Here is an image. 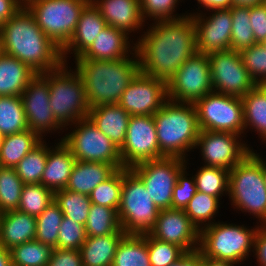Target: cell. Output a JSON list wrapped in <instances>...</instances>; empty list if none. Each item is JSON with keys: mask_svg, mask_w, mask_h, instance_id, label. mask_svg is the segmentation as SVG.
Returning a JSON list of instances; mask_svg holds the SVG:
<instances>
[{"mask_svg": "<svg viewBox=\"0 0 266 266\" xmlns=\"http://www.w3.org/2000/svg\"><path fill=\"white\" fill-rule=\"evenodd\" d=\"M208 57L213 91L242 98L257 85L240 52L230 49L210 53Z\"/></svg>", "mask_w": 266, "mask_h": 266, "instance_id": "5bb4252c", "label": "cell"}, {"mask_svg": "<svg viewBox=\"0 0 266 266\" xmlns=\"http://www.w3.org/2000/svg\"><path fill=\"white\" fill-rule=\"evenodd\" d=\"M261 3L264 4V5H266V0H262Z\"/></svg>", "mask_w": 266, "mask_h": 266, "instance_id": "e7e4bbea", "label": "cell"}, {"mask_svg": "<svg viewBox=\"0 0 266 266\" xmlns=\"http://www.w3.org/2000/svg\"><path fill=\"white\" fill-rule=\"evenodd\" d=\"M65 64L48 71L50 106L63 127L87 118L90 110L81 77L76 71L68 72Z\"/></svg>", "mask_w": 266, "mask_h": 266, "instance_id": "52a82bcc", "label": "cell"}, {"mask_svg": "<svg viewBox=\"0 0 266 266\" xmlns=\"http://www.w3.org/2000/svg\"><path fill=\"white\" fill-rule=\"evenodd\" d=\"M54 201V192L41 183L24 184L19 211L32 216H39Z\"/></svg>", "mask_w": 266, "mask_h": 266, "instance_id": "b9f144b4", "label": "cell"}, {"mask_svg": "<svg viewBox=\"0 0 266 266\" xmlns=\"http://www.w3.org/2000/svg\"><path fill=\"white\" fill-rule=\"evenodd\" d=\"M28 129L41 138L45 131L61 130L63 127L56 119L50 106L48 72L37 74L21 95Z\"/></svg>", "mask_w": 266, "mask_h": 266, "instance_id": "e0dca14e", "label": "cell"}, {"mask_svg": "<svg viewBox=\"0 0 266 266\" xmlns=\"http://www.w3.org/2000/svg\"><path fill=\"white\" fill-rule=\"evenodd\" d=\"M169 266H202V254L198 250L186 252L180 259Z\"/></svg>", "mask_w": 266, "mask_h": 266, "instance_id": "11a10c76", "label": "cell"}, {"mask_svg": "<svg viewBox=\"0 0 266 266\" xmlns=\"http://www.w3.org/2000/svg\"><path fill=\"white\" fill-rule=\"evenodd\" d=\"M36 217L19 210L0 215V246L6 249L35 240Z\"/></svg>", "mask_w": 266, "mask_h": 266, "instance_id": "484cf974", "label": "cell"}, {"mask_svg": "<svg viewBox=\"0 0 266 266\" xmlns=\"http://www.w3.org/2000/svg\"><path fill=\"white\" fill-rule=\"evenodd\" d=\"M123 168L118 169L111 177L100 183L89 194L93 204L110 207L118 211L121 202Z\"/></svg>", "mask_w": 266, "mask_h": 266, "instance_id": "ee69618b", "label": "cell"}, {"mask_svg": "<svg viewBox=\"0 0 266 266\" xmlns=\"http://www.w3.org/2000/svg\"><path fill=\"white\" fill-rule=\"evenodd\" d=\"M159 212L142 180L130 168L123 167L118 209L121 229L126 235L148 234L154 227Z\"/></svg>", "mask_w": 266, "mask_h": 266, "instance_id": "8992f818", "label": "cell"}, {"mask_svg": "<svg viewBox=\"0 0 266 266\" xmlns=\"http://www.w3.org/2000/svg\"><path fill=\"white\" fill-rule=\"evenodd\" d=\"M244 130L250 126L266 140V85H256L242 98Z\"/></svg>", "mask_w": 266, "mask_h": 266, "instance_id": "4dcf8cb0", "label": "cell"}, {"mask_svg": "<svg viewBox=\"0 0 266 266\" xmlns=\"http://www.w3.org/2000/svg\"><path fill=\"white\" fill-rule=\"evenodd\" d=\"M187 161L178 157L141 162L130 169L142 180L159 210L172 208L173 189Z\"/></svg>", "mask_w": 266, "mask_h": 266, "instance_id": "7c38bea8", "label": "cell"}, {"mask_svg": "<svg viewBox=\"0 0 266 266\" xmlns=\"http://www.w3.org/2000/svg\"><path fill=\"white\" fill-rule=\"evenodd\" d=\"M112 266H151L147 234L125 235L117 246Z\"/></svg>", "mask_w": 266, "mask_h": 266, "instance_id": "1f68e13d", "label": "cell"}, {"mask_svg": "<svg viewBox=\"0 0 266 266\" xmlns=\"http://www.w3.org/2000/svg\"><path fill=\"white\" fill-rule=\"evenodd\" d=\"M0 43L2 53L19 59L37 74L64 63L61 48L41 30L25 6L0 25Z\"/></svg>", "mask_w": 266, "mask_h": 266, "instance_id": "7a4b0ae2", "label": "cell"}, {"mask_svg": "<svg viewBox=\"0 0 266 266\" xmlns=\"http://www.w3.org/2000/svg\"><path fill=\"white\" fill-rule=\"evenodd\" d=\"M262 159V173H263V178H264V184L266 186V162L263 161Z\"/></svg>", "mask_w": 266, "mask_h": 266, "instance_id": "94428289", "label": "cell"}, {"mask_svg": "<svg viewBox=\"0 0 266 266\" xmlns=\"http://www.w3.org/2000/svg\"><path fill=\"white\" fill-rule=\"evenodd\" d=\"M132 51L136 59H75V70L82 79L90 108L119 103L127 86L140 72L135 46Z\"/></svg>", "mask_w": 266, "mask_h": 266, "instance_id": "3957f363", "label": "cell"}, {"mask_svg": "<svg viewBox=\"0 0 266 266\" xmlns=\"http://www.w3.org/2000/svg\"><path fill=\"white\" fill-rule=\"evenodd\" d=\"M149 234L158 240L175 244L185 252H193L199 248L197 244H199L200 231L184 210L173 208L160 210Z\"/></svg>", "mask_w": 266, "mask_h": 266, "instance_id": "ffe728a7", "label": "cell"}, {"mask_svg": "<svg viewBox=\"0 0 266 266\" xmlns=\"http://www.w3.org/2000/svg\"><path fill=\"white\" fill-rule=\"evenodd\" d=\"M197 191L219 198L228 192L229 170L221 167L202 166L194 177Z\"/></svg>", "mask_w": 266, "mask_h": 266, "instance_id": "60d3db41", "label": "cell"}, {"mask_svg": "<svg viewBox=\"0 0 266 266\" xmlns=\"http://www.w3.org/2000/svg\"><path fill=\"white\" fill-rule=\"evenodd\" d=\"M4 137L5 136L0 133V152H1L2 145H3Z\"/></svg>", "mask_w": 266, "mask_h": 266, "instance_id": "6125c7cd", "label": "cell"}, {"mask_svg": "<svg viewBox=\"0 0 266 266\" xmlns=\"http://www.w3.org/2000/svg\"><path fill=\"white\" fill-rule=\"evenodd\" d=\"M54 201L65 217L85 226L92 204L88 195L61 189L54 192Z\"/></svg>", "mask_w": 266, "mask_h": 266, "instance_id": "8d00e7d4", "label": "cell"}, {"mask_svg": "<svg viewBox=\"0 0 266 266\" xmlns=\"http://www.w3.org/2000/svg\"><path fill=\"white\" fill-rule=\"evenodd\" d=\"M24 6V0H0V25Z\"/></svg>", "mask_w": 266, "mask_h": 266, "instance_id": "db71d44e", "label": "cell"}, {"mask_svg": "<svg viewBox=\"0 0 266 266\" xmlns=\"http://www.w3.org/2000/svg\"><path fill=\"white\" fill-rule=\"evenodd\" d=\"M206 9H229L233 6V0H197Z\"/></svg>", "mask_w": 266, "mask_h": 266, "instance_id": "9f6ffc18", "label": "cell"}, {"mask_svg": "<svg viewBox=\"0 0 266 266\" xmlns=\"http://www.w3.org/2000/svg\"><path fill=\"white\" fill-rule=\"evenodd\" d=\"M240 53L245 68L255 83L266 85V48L261 43H255Z\"/></svg>", "mask_w": 266, "mask_h": 266, "instance_id": "bcb514c9", "label": "cell"}, {"mask_svg": "<svg viewBox=\"0 0 266 266\" xmlns=\"http://www.w3.org/2000/svg\"><path fill=\"white\" fill-rule=\"evenodd\" d=\"M117 170L115 165L108 163L76 161L65 189L89 196Z\"/></svg>", "mask_w": 266, "mask_h": 266, "instance_id": "4316f807", "label": "cell"}, {"mask_svg": "<svg viewBox=\"0 0 266 266\" xmlns=\"http://www.w3.org/2000/svg\"><path fill=\"white\" fill-rule=\"evenodd\" d=\"M59 205L53 201L39 216L36 217L35 240L57 246L59 227L63 219Z\"/></svg>", "mask_w": 266, "mask_h": 266, "instance_id": "ab89813d", "label": "cell"}, {"mask_svg": "<svg viewBox=\"0 0 266 266\" xmlns=\"http://www.w3.org/2000/svg\"><path fill=\"white\" fill-rule=\"evenodd\" d=\"M147 249L151 266H169L186 252L179 246L158 240L147 234Z\"/></svg>", "mask_w": 266, "mask_h": 266, "instance_id": "f6af8a7d", "label": "cell"}, {"mask_svg": "<svg viewBox=\"0 0 266 266\" xmlns=\"http://www.w3.org/2000/svg\"><path fill=\"white\" fill-rule=\"evenodd\" d=\"M229 197L236 208L255 215L266 224V186L262 158L251 152L229 171Z\"/></svg>", "mask_w": 266, "mask_h": 266, "instance_id": "5b68a950", "label": "cell"}, {"mask_svg": "<svg viewBox=\"0 0 266 266\" xmlns=\"http://www.w3.org/2000/svg\"><path fill=\"white\" fill-rule=\"evenodd\" d=\"M153 117L159 149L165 157L185 159V152L196 148L201 130L193 103L168 100Z\"/></svg>", "mask_w": 266, "mask_h": 266, "instance_id": "277c9868", "label": "cell"}, {"mask_svg": "<svg viewBox=\"0 0 266 266\" xmlns=\"http://www.w3.org/2000/svg\"><path fill=\"white\" fill-rule=\"evenodd\" d=\"M250 20L256 43L263 42L266 38V5L250 6Z\"/></svg>", "mask_w": 266, "mask_h": 266, "instance_id": "f907efd6", "label": "cell"}, {"mask_svg": "<svg viewBox=\"0 0 266 266\" xmlns=\"http://www.w3.org/2000/svg\"><path fill=\"white\" fill-rule=\"evenodd\" d=\"M263 225V226H262ZM258 226L254 240V251L260 266H266V224Z\"/></svg>", "mask_w": 266, "mask_h": 266, "instance_id": "f5cc1de1", "label": "cell"}, {"mask_svg": "<svg viewBox=\"0 0 266 266\" xmlns=\"http://www.w3.org/2000/svg\"><path fill=\"white\" fill-rule=\"evenodd\" d=\"M107 26L99 10L90 1L82 10L76 29L69 42L61 49L63 62L66 54L73 50L75 57H81L93 44L101 30Z\"/></svg>", "mask_w": 266, "mask_h": 266, "instance_id": "44dd1931", "label": "cell"}, {"mask_svg": "<svg viewBox=\"0 0 266 266\" xmlns=\"http://www.w3.org/2000/svg\"><path fill=\"white\" fill-rule=\"evenodd\" d=\"M128 38L124 31L107 25L101 30L91 47L81 57L75 59L107 61L127 58L130 56Z\"/></svg>", "mask_w": 266, "mask_h": 266, "instance_id": "d4e9b609", "label": "cell"}, {"mask_svg": "<svg viewBox=\"0 0 266 266\" xmlns=\"http://www.w3.org/2000/svg\"><path fill=\"white\" fill-rule=\"evenodd\" d=\"M239 137L231 132L201 130L196 147L201 148L205 166L221 167L230 171L240 163L251 149L246 143L237 140Z\"/></svg>", "mask_w": 266, "mask_h": 266, "instance_id": "ac0fdd59", "label": "cell"}, {"mask_svg": "<svg viewBox=\"0 0 266 266\" xmlns=\"http://www.w3.org/2000/svg\"><path fill=\"white\" fill-rule=\"evenodd\" d=\"M262 0H233V5L236 6H253L260 4Z\"/></svg>", "mask_w": 266, "mask_h": 266, "instance_id": "91938a15", "label": "cell"}, {"mask_svg": "<svg viewBox=\"0 0 266 266\" xmlns=\"http://www.w3.org/2000/svg\"><path fill=\"white\" fill-rule=\"evenodd\" d=\"M261 44L266 48V38L261 42Z\"/></svg>", "mask_w": 266, "mask_h": 266, "instance_id": "be15d7a7", "label": "cell"}, {"mask_svg": "<svg viewBox=\"0 0 266 266\" xmlns=\"http://www.w3.org/2000/svg\"><path fill=\"white\" fill-rule=\"evenodd\" d=\"M0 266H13L10 250L0 246Z\"/></svg>", "mask_w": 266, "mask_h": 266, "instance_id": "680465c9", "label": "cell"}, {"mask_svg": "<svg viewBox=\"0 0 266 266\" xmlns=\"http://www.w3.org/2000/svg\"><path fill=\"white\" fill-rule=\"evenodd\" d=\"M200 130L244 133L241 97L212 91L194 103Z\"/></svg>", "mask_w": 266, "mask_h": 266, "instance_id": "30bf717a", "label": "cell"}, {"mask_svg": "<svg viewBox=\"0 0 266 266\" xmlns=\"http://www.w3.org/2000/svg\"><path fill=\"white\" fill-rule=\"evenodd\" d=\"M130 117L119 104L92 107L88 113L93 124L119 149L123 146Z\"/></svg>", "mask_w": 266, "mask_h": 266, "instance_id": "603a6c76", "label": "cell"}, {"mask_svg": "<svg viewBox=\"0 0 266 266\" xmlns=\"http://www.w3.org/2000/svg\"><path fill=\"white\" fill-rule=\"evenodd\" d=\"M124 168L162 159L153 115H134L128 122L123 146L119 149Z\"/></svg>", "mask_w": 266, "mask_h": 266, "instance_id": "9a60e30c", "label": "cell"}, {"mask_svg": "<svg viewBox=\"0 0 266 266\" xmlns=\"http://www.w3.org/2000/svg\"><path fill=\"white\" fill-rule=\"evenodd\" d=\"M167 101V83L139 72L123 92L118 104L131 116L154 115Z\"/></svg>", "mask_w": 266, "mask_h": 266, "instance_id": "2e32d148", "label": "cell"}, {"mask_svg": "<svg viewBox=\"0 0 266 266\" xmlns=\"http://www.w3.org/2000/svg\"><path fill=\"white\" fill-rule=\"evenodd\" d=\"M41 141L14 168L24 184L41 183L49 148Z\"/></svg>", "mask_w": 266, "mask_h": 266, "instance_id": "d590c367", "label": "cell"}, {"mask_svg": "<svg viewBox=\"0 0 266 266\" xmlns=\"http://www.w3.org/2000/svg\"><path fill=\"white\" fill-rule=\"evenodd\" d=\"M212 16L202 18L200 13L192 16L195 26L197 52L208 55L231 49V9H214Z\"/></svg>", "mask_w": 266, "mask_h": 266, "instance_id": "d6986e66", "label": "cell"}, {"mask_svg": "<svg viewBox=\"0 0 266 266\" xmlns=\"http://www.w3.org/2000/svg\"><path fill=\"white\" fill-rule=\"evenodd\" d=\"M219 199L211 195L197 191L184 209L191 222L200 231L202 228L211 225V219L216 215L219 208ZM209 220V221H208ZM205 223L204 222H207ZM202 223L204 227H200Z\"/></svg>", "mask_w": 266, "mask_h": 266, "instance_id": "7bdbcfd3", "label": "cell"}, {"mask_svg": "<svg viewBox=\"0 0 266 266\" xmlns=\"http://www.w3.org/2000/svg\"><path fill=\"white\" fill-rule=\"evenodd\" d=\"M24 183L15 168L0 166V213L18 209Z\"/></svg>", "mask_w": 266, "mask_h": 266, "instance_id": "f35d334b", "label": "cell"}, {"mask_svg": "<svg viewBox=\"0 0 266 266\" xmlns=\"http://www.w3.org/2000/svg\"><path fill=\"white\" fill-rule=\"evenodd\" d=\"M186 168L184 167L178 177L177 183L173 189L172 195V208L184 210L189 201L193 198L195 193L197 192L195 179L192 177L190 179H186L185 176Z\"/></svg>", "mask_w": 266, "mask_h": 266, "instance_id": "681fc988", "label": "cell"}, {"mask_svg": "<svg viewBox=\"0 0 266 266\" xmlns=\"http://www.w3.org/2000/svg\"><path fill=\"white\" fill-rule=\"evenodd\" d=\"M232 33L231 49L241 52L256 43L250 20V6H236L231 8Z\"/></svg>", "mask_w": 266, "mask_h": 266, "instance_id": "74e56055", "label": "cell"}, {"mask_svg": "<svg viewBox=\"0 0 266 266\" xmlns=\"http://www.w3.org/2000/svg\"><path fill=\"white\" fill-rule=\"evenodd\" d=\"M75 124H78L76 129L61 141L77 161L108 163L123 168L119 148L88 117Z\"/></svg>", "mask_w": 266, "mask_h": 266, "instance_id": "8fae6325", "label": "cell"}, {"mask_svg": "<svg viewBox=\"0 0 266 266\" xmlns=\"http://www.w3.org/2000/svg\"><path fill=\"white\" fill-rule=\"evenodd\" d=\"M27 129L21 96H0V133L6 136Z\"/></svg>", "mask_w": 266, "mask_h": 266, "instance_id": "d6a6232c", "label": "cell"}, {"mask_svg": "<svg viewBox=\"0 0 266 266\" xmlns=\"http://www.w3.org/2000/svg\"><path fill=\"white\" fill-rule=\"evenodd\" d=\"M124 231L114 234L87 237L79 251L83 266H112L117 246Z\"/></svg>", "mask_w": 266, "mask_h": 266, "instance_id": "f1b7e54d", "label": "cell"}, {"mask_svg": "<svg viewBox=\"0 0 266 266\" xmlns=\"http://www.w3.org/2000/svg\"><path fill=\"white\" fill-rule=\"evenodd\" d=\"M76 161L62 141L57 144L55 150L49 148L41 184L53 192L65 189Z\"/></svg>", "mask_w": 266, "mask_h": 266, "instance_id": "cb8c5ba5", "label": "cell"}, {"mask_svg": "<svg viewBox=\"0 0 266 266\" xmlns=\"http://www.w3.org/2000/svg\"><path fill=\"white\" fill-rule=\"evenodd\" d=\"M99 10L107 25L129 32L142 27L143 22L139 0H90Z\"/></svg>", "mask_w": 266, "mask_h": 266, "instance_id": "7402d4cb", "label": "cell"}, {"mask_svg": "<svg viewBox=\"0 0 266 266\" xmlns=\"http://www.w3.org/2000/svg\"><path fill=\"white\" fill-rule=\"evenodd\" d=\"M36 75L19 59L0 54V96H21Z\"/></svg>", "mask_w": 266, "mask_h": 266, "instance_id": "83f0119b", "label": "cell"}, {"mask_svg": "<svg viewBox=\"0 0 266 266\" xmlns=\"http://www.w3.org/2000/svg\"><path fill=\"white\" fill-rule=\"evenodd\" d=\"M90 0H24L41 30L61 49L72 37Z\"/></svg>", "mask_w": 266, "mask_h": 266, "instance_id": "9c48e42d", "label": "cell"}, {"mask_svg": "<svg viewBox=\"0 0 266 266\" xmlns=\"http://www.w3.org/2000/svg\"><path fill=\"white\" fill-rule=\"evenodd\" d=\"M46 266H83L80 251L54 248Z\"/></svg>", "mask_w": 266, "mask_h": 266, "instance_id": "816d5d0a", "label": "cell"}, {"mask_svg": "<svg viewBox=\"0 0 266 266\" xmlns=\"http://www.w3.org/2000/svg\"><path fill=\"white\" fill-rule=\"evenodd\" d=\"M234 262L216 260L211 258H206L202 256V266H234Z\"/></svg>", "mask_w": 266, "mask_h": 266, "instance_id": "6f0895ef", "label": "cell"}, {"mask_svg": "<svg viewBox=\"0 0 266 266\" xmlns=\"http://www.w3.org/2000/svg\"><path fill=\"white\" fill-rule=\"evenodd\" d=\"M152 26L134 44L140 72L167 83L197 52L195 26L192 15L176 20H156Z\"/></svg>", "mask_w": 266, "mask_h": 266, "instance_id": "6da1fadb", "label": "cell"}, {"mask_svg": "<svg viewBox=\"0 0 266 266\" xmlns=\"http://www.w3.org/2000/svg\"><path fill=\"white\" fill-rule=\"evenodd\" d=\"M86 238L84 225L63 216L59 227L58 243L55 248L79 250Z\"/></svg>", "mask_w": 266, "mask_h": 266, "instance_id": "7dc6e473", "label": "cell"}, {"mask_svg": "<svg viewBox=\"0 0 266 266\" xmlns=\"http://www.w3.org/2000/svg\"><path fill=\"white\" fill-rule=\"evenodd\" d=\"M168 100L194 103L213 91L209 57L196 52L167 82Z\"/></svg>", "mask_w": 266, "mask_h": 266, "instance_id": "4fadbf2b", "label": "cell"}, {"mask_svg": "<svg viewBox=\"0 0 266 266\" xmlns=\"http://www.w3.org/2000/svg\"><path fill=\"white\" fill-rule=\"evenodd\" d=\"M142 18L145 21L147 17L161 20H176L185 17V15H173L178 0H139ZM173 15V16H172Z\"/></svg>", "mask_w": 266, "mask_h": 266, "instance_id": "c3c4849f", "label": "cell"}, {"mask_svg": "<svg viewBox=\"0 0 266 266\" xmlns=\"http://www.w3.org/2000/svg\"><path fill=\"white\" fill-rule=\"evenodd\" d=\"M53 249L49 244L31 240L9 250L13 266H46Z\"/></svg>", "mask_w": 266, "mask_h": 266, "instance_id": "e575fe53", "label": "cell"}, {"mask_svg": "<svg viewBox=\"0 0 266 266\" xmlns=\"http://www.w3.org/2000/svg\"><path fill=\"white\" fill-rule=\"evenodd\" d=\"M42 139L30 129L6 135L0 152V166L14 168Z\"/></svg>", "mask_w": 266, "mask_h": 266, "instance_id": "f546056e", "label": "cell"}, {"mask_svg": "<svg viewBox=\"0 0 266 266\" xmlns=\"http://www.w3.org/2000/svg\"><path fill=\"white\" fill-rule=\"evenodd\" d=\"M87 237L114 234L121 229L118 211L110 207L91 204L85 224Z\"/></svg>", "mask_w": 266, "mask_h": 266, "instance_id": "836d02e7", "label": "cell"}, {"mask_svg": "<svg viewBox=\"0 0 266 266\" xmlns=\"http://www.w3.org/2000/svg\"><path fill=\"white\" fill-rule=\"evenodd\" d=\"M257 231L258 227L250 230L243 225L212 222L200 230L198 251L203 257L237 264L246 260Z\"/></svg>", "mask_w": 266, "mask_h": 266, "instance_id": "ba28073f", "label": "cell"}]
</instances>
